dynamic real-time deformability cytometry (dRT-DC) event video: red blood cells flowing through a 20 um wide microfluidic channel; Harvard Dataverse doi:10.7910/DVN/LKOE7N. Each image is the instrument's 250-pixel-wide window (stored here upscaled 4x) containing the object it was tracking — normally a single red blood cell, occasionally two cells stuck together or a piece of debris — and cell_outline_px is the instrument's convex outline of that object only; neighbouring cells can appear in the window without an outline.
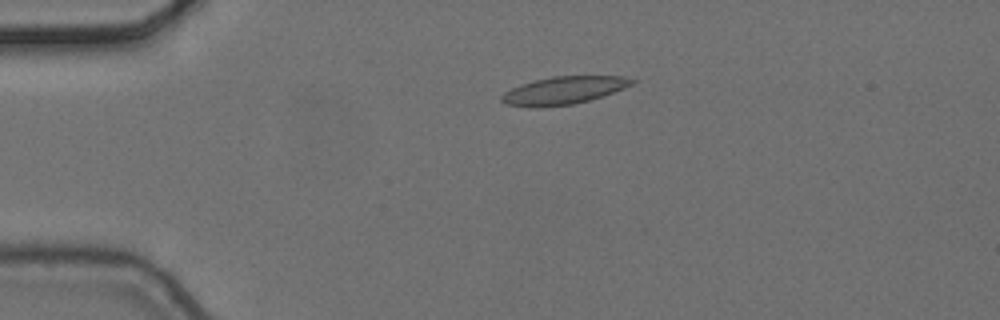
{"species": "common noctule bat (a hibernating species)", "species_latin": "Nyctalus noctula", "temperature_condition": "cold", "stored_images_in_passage": 2, "camera_frame_rate_fps": 3000, "um_per_image_px": 0.085, "animal": {"sex": "female", "body_mass_g": 24.6, "forearm_length_mm": 56.2}, "frame": {"image": 1, "passage_image": 1, "time_ms": 0.0, "image_size_px": [1000, 320], "cell_outline_px": [[636, 80], [632, 84], [624, 88], [588, 100], [572, 104], [540, 108], [528, 108], [508, 104], [500, 100], [500, 96], [504, 92], [520, 84], [552, 76], [624, 76]], "centroid_in_image_um": [47.85, 7.69], "position_along_channel_um": 37.1, "area_um2": 20.98}}